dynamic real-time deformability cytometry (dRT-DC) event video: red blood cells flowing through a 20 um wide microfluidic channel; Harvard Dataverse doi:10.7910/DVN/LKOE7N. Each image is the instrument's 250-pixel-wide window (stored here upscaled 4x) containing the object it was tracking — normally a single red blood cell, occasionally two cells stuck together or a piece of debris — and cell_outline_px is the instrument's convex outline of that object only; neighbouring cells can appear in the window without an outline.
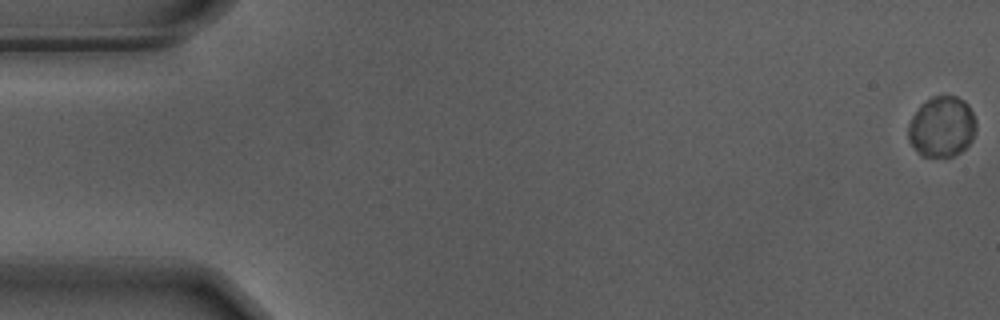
{"species": "Egyptian fruit bat (a non-hibernating species)", "species_latin": "Rousettus aegyptiacus", "temperature_condition": "warm", "stored_images_in_passage": 13, "camera_frame_rate_fps": 3000, "um_per_image_px": 0.085, "animal": {"sex": "male"}, "frame": {"image": 1, "passage_image": 1, "time_ms": 0.0, "image_size_px": [1000, 320], "cell_outline_px": [[976, 132], [972, 140], [960, 152], [952, 156], [920, 156], [908, 140], [908, 124], [912, 116], [920, 104], [932, 96], [956, 96], [964, 100], [968, 104], [976, 120]], "centroid_in_image_um": [80.05, 10.76], "position_along_channel_um": 5.0, "area_um2": 24.16}}